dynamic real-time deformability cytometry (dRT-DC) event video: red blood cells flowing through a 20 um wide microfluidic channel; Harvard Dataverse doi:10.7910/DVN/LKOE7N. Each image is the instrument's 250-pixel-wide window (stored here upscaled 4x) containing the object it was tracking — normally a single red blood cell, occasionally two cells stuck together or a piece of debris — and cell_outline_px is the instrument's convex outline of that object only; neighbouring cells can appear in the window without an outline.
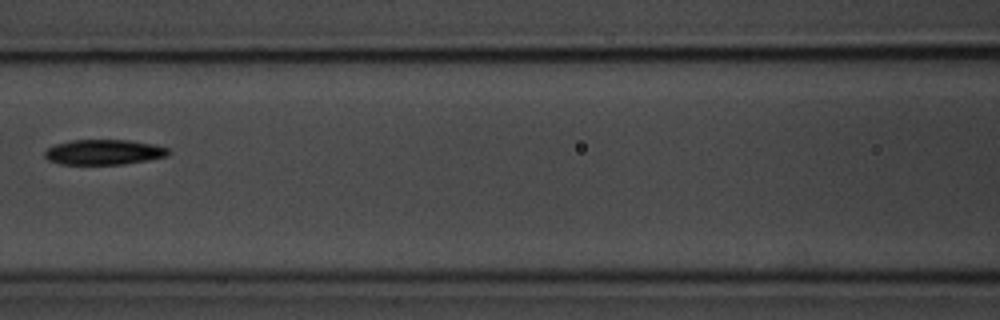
{"species": "common noctule bat (a hibernating species)", "species_latin": "Nyctalus noctula", "temperature_condition": "room temperature", "stored_images_in_passage": 6, "camera_frame_rate_fps": 3000, "um_per_image_px": 0.085, "animal": {"sex": "male", "body_mass_g": 20.1, "forearm_length_mm": 53.5}, "frame": {"image": 1, "passage_image": 5, "time_ms": 4.667, "image_size_px": [1000, 320], "cell_outline_px": [[172, 152], [168, 156], [148, 160], [124, 164], [60, 164], [48, 160], [44, 156], [44, 152], [48, 148], [56, 144], [72, 140], [128, 140], [152, 144], [172, 148]], "centroid_in_image_um": [8.88, 12.93], "position_along_channel_um": 157.7, "area_um2": 18.26}}
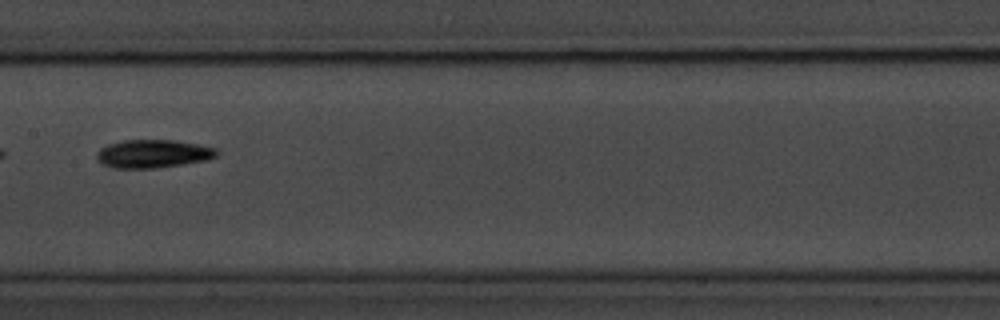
{"frame": {"image": 2, "passage_image": 6, "time_ms": 5.667, "image_size_px": [1000, 320], "cell_outline_px": [[220, 152], [216, 156], [204, 160], [180, 164], [152, 168], [112, 168], [104, 164], [96, 156], [96, 152], [100, 148], [108, 144], [124, 140], [176, 140], [216, 148]], "centroid_in_image_um": [12.99, 13.06], "position_along_channel_um": 194.4, "area_um2": 19.48}}